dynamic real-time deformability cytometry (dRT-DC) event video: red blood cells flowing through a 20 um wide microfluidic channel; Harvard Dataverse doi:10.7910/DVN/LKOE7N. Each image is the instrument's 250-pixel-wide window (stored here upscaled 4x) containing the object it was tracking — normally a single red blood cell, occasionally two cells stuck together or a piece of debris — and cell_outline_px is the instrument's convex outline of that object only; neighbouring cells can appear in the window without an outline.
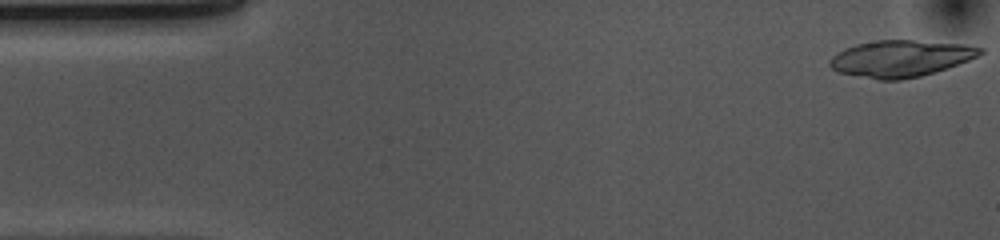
{"species": "common noctule bat (a hibernating species)", "species_latin": "Nyctalus noctula", "temperature_condition": "cold", "stored_images_in_passage": 52, "camera_frame_rate_fps": 3000, "um_per_image_px": 0.085, "animal": {"sex": "female", "body_mass_g": 10.0, "forearm_length_mm": 53.1}, "frame": {"image": 1, "passage_image": 1, "time_ms": 0.0, "image_size_px": [1000, 240], "cell_outline_px": [[984, 52], [980, 56], [948, 68], [936, 72], [920, 76], [900, 80], [880, 80], [836, 72], [828, 64], [828, 60], [832, 56], [844, 48], [856, 44], [876, 40], [912, 40], [964, 44], [984, 48]], "centroid_in_image_um": [76.56, 4.97], "position_along_channel_um": 8.4, "area_um2": 32.37}}
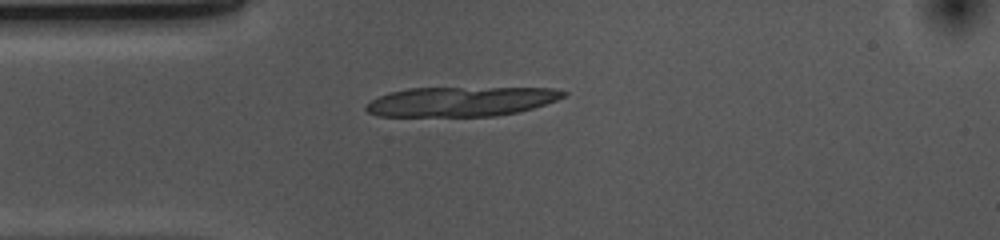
{"frame": {"image": 2, "passage_image": 12, "time_ms": 3.667, "image_size_px": [1000, 240], "cell_outline_px": [[568, 92], [564, 96], [556, 100], [532, 108], [516, 112], [496, 116], [380, 116], [368, 112], [364, 108], [372, 100], [380, 96], [392, 92], [408, 88], [552, 88]], "centroid_in_image_um": [39.19, 8.63], "position_along_channel_um": 45.8, "area_um2": 33.7}}